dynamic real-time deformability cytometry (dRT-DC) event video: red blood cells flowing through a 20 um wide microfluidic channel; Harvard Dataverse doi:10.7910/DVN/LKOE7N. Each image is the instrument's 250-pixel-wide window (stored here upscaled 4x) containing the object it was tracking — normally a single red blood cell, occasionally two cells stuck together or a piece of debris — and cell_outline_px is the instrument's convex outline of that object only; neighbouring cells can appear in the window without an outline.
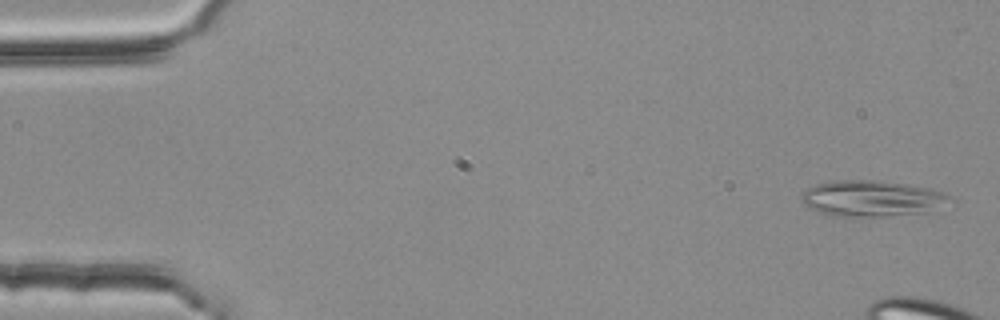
{"species": "common noctule bat (a hibernating species)", "species_latin": "Nyctalus noctula", "temperature_condition": "room temperature", "stored_images_in_passage": 6, "camera_frame_rate_fps": 3000, "um_per_image_px": 0.085, "animal": {"sex": "female", "body_mass_g": 25.1}, "frame": {"image": 1, "passage_image": 1, "time_ms": 0.0, "image_size_px": [1000, 320], "cell_outline_px": [[956, 200], [924, 212], [888, 216], [832, 216], [820, 212], [804, 204], [800, 196], [808, 188], [816, 184], [836, 180], [880, 180], [928, 188], [952, 196]], "centroid_in_image_um": [74.11, 16.86], "position_along_channel_um": 10.9, "area_um2": 30.87}}